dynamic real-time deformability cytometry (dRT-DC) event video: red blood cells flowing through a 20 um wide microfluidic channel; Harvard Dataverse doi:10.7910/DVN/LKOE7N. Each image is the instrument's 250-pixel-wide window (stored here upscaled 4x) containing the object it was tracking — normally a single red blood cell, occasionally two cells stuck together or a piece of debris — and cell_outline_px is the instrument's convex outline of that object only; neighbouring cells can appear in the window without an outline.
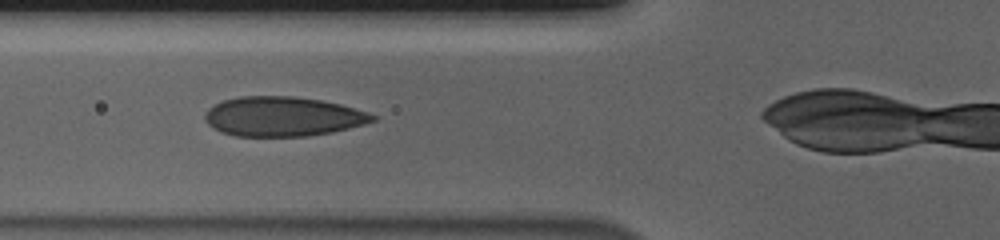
{"species": "human", "species_latin": "Homo sapiens", "temperature_condition": "cold", "stored_images_in_passage": 41, "camera_frame_rate_fps": 3000, "um_per_image_px": 0.085, "donor": {"sex": "male"}, "frame": {"image": 1, "passage_image": 14, "time_ms": 4.333, "image_size_px": [1000, 240], "cell_outline_px": [[376, 120], [364, 124], [332, 132], [308, 136], [236, 136], [220, 132], [212, 128], [204, 120], [204, 116], [208, 108], [224, 100], [240, 96], [292, 96], [320, 100], [340, 104], [368, 112], [376, 116]], "centroid_in_image_um": [24.01, 9.9], "position_along_channel_um": 101.8, "area_um2": 38.67}}
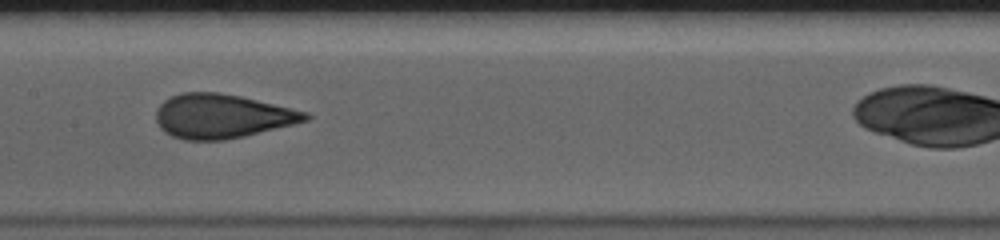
{"frame": {"image": 2, "passage_image": 21, "time_ms": 6.667, "image_size_px": [1000, 240], "cell_outline_px": [[312, 116], [308, 120], [244, 136], [224, 140], [184, 140], [172, 136], [164, 132], [160, 128], [156, 120], [156, 112], [160, 104], [164, 100], [180, 92], [220, 92], [240, 96], [308, 112]], "centroid_in_image_um": [18.84, 9.87], "position_along_channel_um": 188.6, "area_um2": 38.32}}
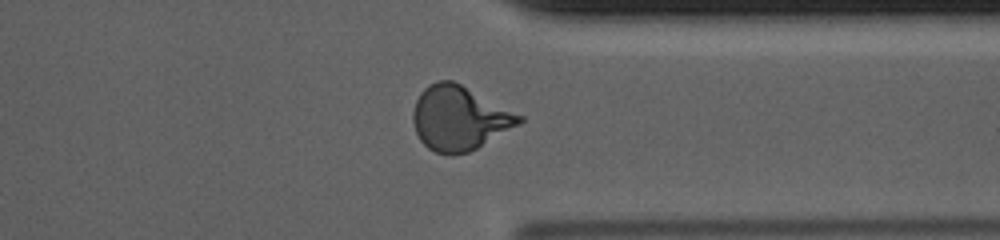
{"frame": {"image": 3, "passage_image": 36, "time_ms": 11.667, "image_size_px": [1000, 240], "cell_outline_px": [[524, 120], [520, 124], [476, 148], [468, 152], [452, 156], [448, 156], [436, 152], [428, 148], [420, 140], [416, 132], [412, 120], [412, 112], [416, 100], [420, 92], [428, 84], [436, 80], [452, 80], [524, 116]], "centroid_in_image_um": [39.01, 10.05], "position_along_channel_um": 372.4, "area_um2": 39.77}, "authors_computed_cell_mechanics": {"area_um2": 38.437, "velocity_mm_per_s": 3.7016, "shape_relaxation_time_tau1_ms": 6.8551, "shape_relaxation_time_tau2_ms": null, "deformation_change_tau1": 0.2, "deformation_change_tau2": null}}